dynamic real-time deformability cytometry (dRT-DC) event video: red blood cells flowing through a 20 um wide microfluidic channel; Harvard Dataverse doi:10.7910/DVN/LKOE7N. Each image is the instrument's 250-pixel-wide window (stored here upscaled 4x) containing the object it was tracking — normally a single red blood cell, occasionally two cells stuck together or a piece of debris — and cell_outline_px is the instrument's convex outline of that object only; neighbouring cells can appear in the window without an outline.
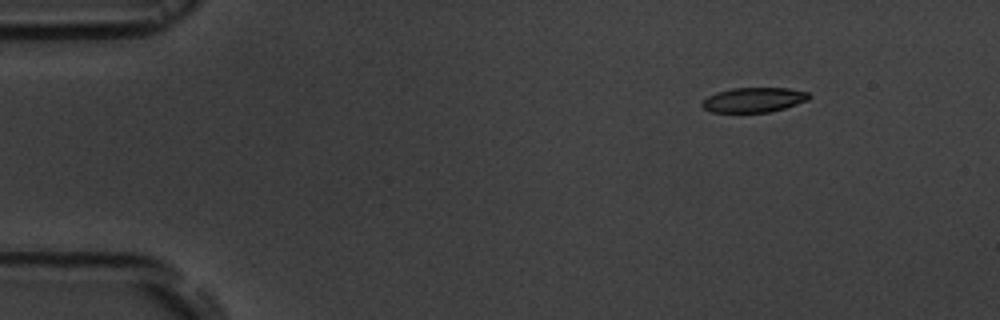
{"species": "common noctule bat (a hibernating species)", "species_latin": "Nyctalus noctula", "temperature_condition": "room temperature", "stored_images_in_passage": 5, "camera_frame_rate_fps": 3000, "um_per_image_px": 0.085, "animal": {"sex": "male", "body_mass_g": 19.5, "forearm_length_mm": 54.6}, "frame": {"image": 1, "passage_image": 2, "time_ms": 2.0, "image_size_px": [1000, 320], "cell_outline_px": [[812, 96], [808, 100], [784, 108], [768, 112], [712, 112], [704, 108], [700, 104], [708, 96], [716, 92], [732, 88], [788, 88], [808, 92]], "centroid_in_image_um": [64.08, 8.48], "position_along_channel_um": 20.9, "area_um2": 15.37}}
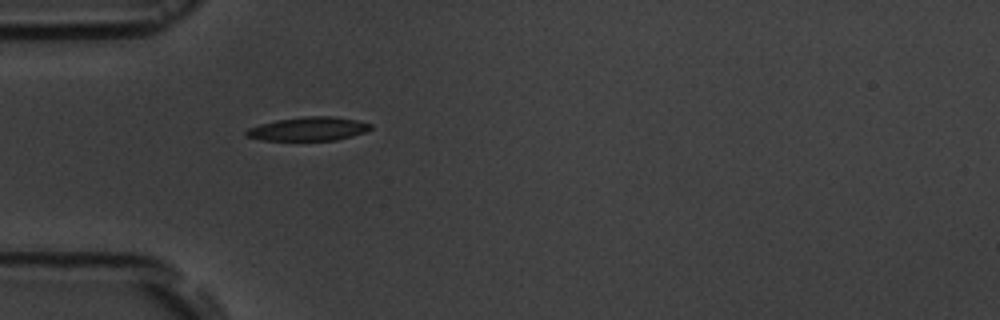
{"frame": {"image": 2, "passage_image": 5, "time_ms": 5.333, "image_size_px": [1000, 320], "cell_outline_px": [[372, 128], [364, 132], [352, 136], [336, 140], [260, 140], [248, 136], [244, 132], [248, 128], [260, 124], [276, 120], [304, 116], [336, 116], [356, 120], [372, 124]], "centroid_in_image_um": [26.22, 10.95], "position_along_channel_um": 58.8, "area_um2": 17.17}}